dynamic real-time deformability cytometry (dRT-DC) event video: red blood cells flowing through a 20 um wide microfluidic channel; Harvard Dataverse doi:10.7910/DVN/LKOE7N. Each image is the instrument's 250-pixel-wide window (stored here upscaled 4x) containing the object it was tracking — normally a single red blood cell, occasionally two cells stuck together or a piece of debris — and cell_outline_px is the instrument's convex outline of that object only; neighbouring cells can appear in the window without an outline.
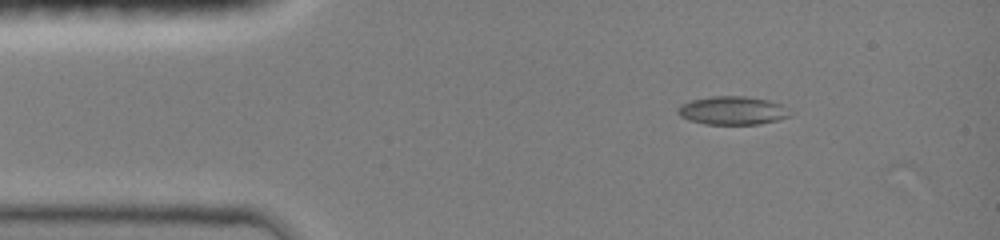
{"species": "common noctule bat (a hibernating species)", "species_latin": "Nyctalus noctula", "temperature_condition": "room temperature", "stored_images_in_passage": 3, "camera_frame_rate_fps": 3000, "um_per_image_px": 0.085, "animal": {"sex": "female", "body_mass_g": 19.0, "forearm_length_mm": 51.5}, "frame": {"image": 1, "passage_image": 1, "time_ms": 0.0, "image_size_px": [1000, 240], "cell_outline_px": [[792, 116], [760, 124], [704, 124], [688, 120], [680, 116], [676, 112], [676, 108], [680, 104], [692, 100], [712, 96], [744, 96], [768, 100], [780, 104]], "centroid_in_image_um": [62.19, 9.4], "position_along_channel_um": 22.8, "area_um2": 18.5}}